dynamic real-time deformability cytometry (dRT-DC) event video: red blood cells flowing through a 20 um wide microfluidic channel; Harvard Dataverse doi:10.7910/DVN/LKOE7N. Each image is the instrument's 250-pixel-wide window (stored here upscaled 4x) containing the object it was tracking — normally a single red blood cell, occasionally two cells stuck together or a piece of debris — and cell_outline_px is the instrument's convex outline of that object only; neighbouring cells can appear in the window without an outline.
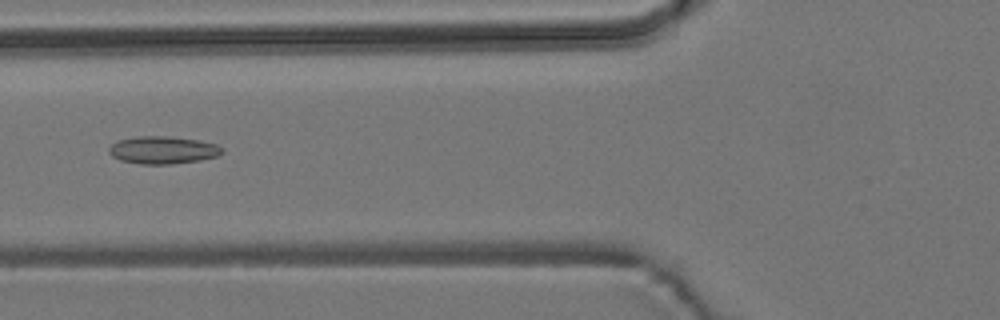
{"species": "common noctule bat (a hibernating species)", "species_latin": "Nyctalus noctula", "temperature_condition": "room temperature", "stored_images_in_passage": 7, "camera_frame_rate_fps": 3000, "um_per_image_px": 0.085, "animal": {"sex": "male", "body_mass_g": 19.2, "forearm_length_mm": 51.8}, "frame": {"image": 1, "passage_image": 4, "time_ms": 6.0, "image_size_px": [1000, 320], "cell_outline_px": [[224, 152], [216, 156], [200, 160], [172, 164], [140, 164], [120, 160], [112, 156], [108, 152], [108, 148], [112, 144], [120, 140], [136, 136], [168, 136], [200, 140], [216, 144], [224, 148]], "centroid_in_image_um": [13.86, 12.75], "position_along_channel_um": 111.9, "area_um2": 18.26}}
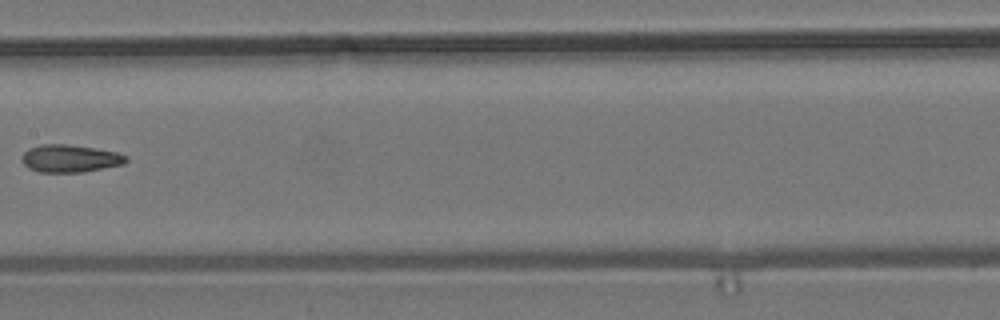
{"frame": {"image": 2, "passage_image": 6, "time_ms": 8.333, "image_size_px": [1000, 320], "cell_outline_px": [[128, 160], [124, 164], [84, 172], [40, 172], [28, 168], [20, 160], [20, 156], [28, 148], [40, 144], [68, 144], [96, 148], [116, 152], [128, 156]], "centroid_in_image_um": [5.93, 13.46], "position_along_channel_um": 201.5, "area_um2": 16.99}}
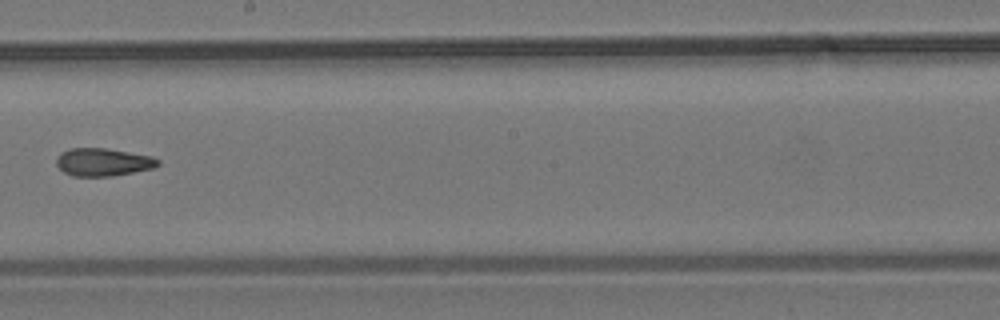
{"frame": {"image": 3, "passage_image": 7, "time_ms": 9.333, "image_size_px": [1000, 320], "cell_outline_px": [[160, 164], [152, 168], [112, 176], [72, 176], [64, 172], [56, 164], [56, 156], [60, 152], [72, 148], [104, 148], [152, 156], [160, 160]], "centroid_in_image_um": [8.73, 13.77], "position_along_channel_um": 239.5, "area_um2": 16.42}}